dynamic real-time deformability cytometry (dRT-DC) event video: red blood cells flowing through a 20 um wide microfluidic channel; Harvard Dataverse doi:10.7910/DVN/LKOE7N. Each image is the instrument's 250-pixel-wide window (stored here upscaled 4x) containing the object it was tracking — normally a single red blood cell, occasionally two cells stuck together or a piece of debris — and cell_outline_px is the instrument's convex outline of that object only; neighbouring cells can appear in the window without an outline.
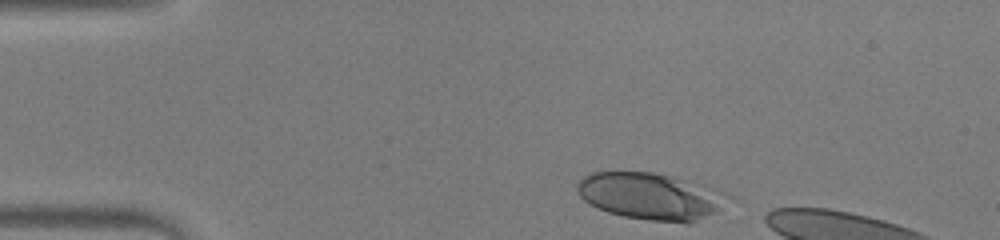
{"species": "human", "species_latin": "Homo sapiens", "temperature_condition": "warm", "stored_images_in_passage": 7, "camera_frame_rate_fps": 3000, "um_per_image_px": 0.085, "donor": {"sex": "male"}, "frame": {"image": 1, "passage_image": 1, "time_ms": 0.0, "image_size_px": [1000, 240], "cell_outline_px": [[736, 200], [716, 212], [692, 224], [688, 224], [648, 220], [624, 216], [608, 212], [584, 200], [580, 196], [576, 188], [580, 180], [584, 176], [592, 172], [652, 172], [672, 176], [720, 188], [736, 196]], "centroid_in_image_um": [55.49, 16.69], "position_along_channel_um": 29.5, "area_um2": 42.19}}